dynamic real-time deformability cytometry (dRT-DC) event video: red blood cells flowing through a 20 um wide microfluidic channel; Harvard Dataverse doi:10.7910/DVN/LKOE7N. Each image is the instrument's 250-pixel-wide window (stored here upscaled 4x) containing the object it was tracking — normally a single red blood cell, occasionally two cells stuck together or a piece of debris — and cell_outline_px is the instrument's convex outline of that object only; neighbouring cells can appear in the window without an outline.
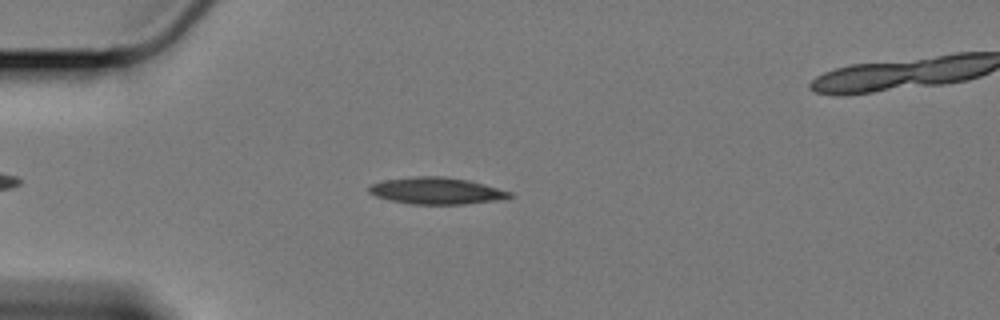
{"species": "Egyptian fruit bat (a non-hibernating species)", "species_latin": "Rousettus aegyptiacus", "temperature_condition": "cold", "stored_images_in_passage": 40, "camera_frame_rate_fps": 3000, "um_per_image_px": 0.085, "animal": {"sex": "female"}, "frame": {"image": 1, "passage_image": 5, "time_ms": 1.333, "image_size_px": [1000, 320], "cell_outline_px": [[516, 196], [492, 200], [464, 204], [412, 204], [392, 200], [376, 196], [368, 192], [368, 188], [372, 184], [384, 180], [416, 176], [440, 176], [468, 180], [484, 184], [512, 192]], "centroid_in_image_um": [37.1, 16.21], "position_along_channel_um": 47.9, "area_um2": 21.62}}
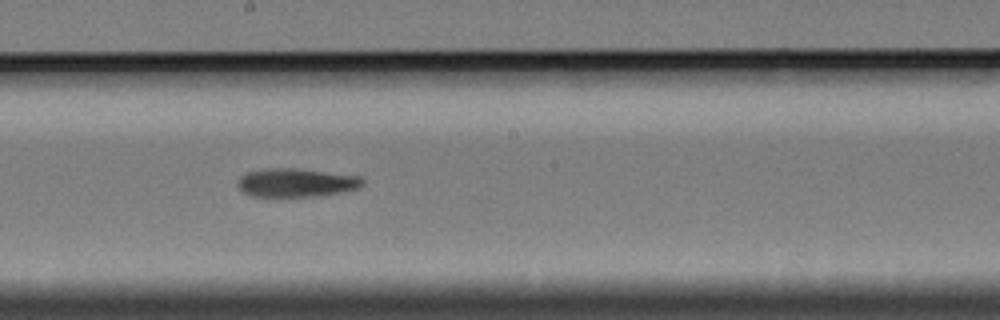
{"frame": {"image": 2, "passage_image": 22, "time_ms": 7.0, "image_size_px": [1000, 320], "cell_outline_px": [[364, 184], [356, 188], [336, 192], [312, 196], [252, 196], [244, 192], [236, 184], [240, 176], [248, 172], [264, 168], [296, 168], [360, 176], [364, 180]], "centroid_in_image_um": [25.13, 15.5], "position_along_channel_um": 223.1, "area_um2": 20.46}}
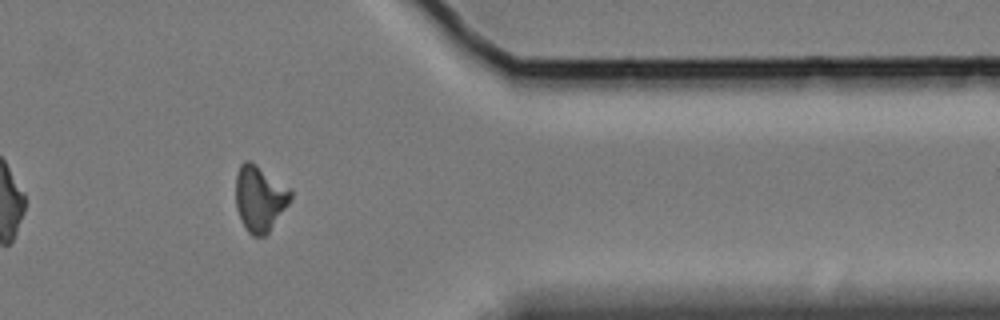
{"frame": {"image": 3, "passage_image": 38, "time_ms": 12.333, "image_size_px": [1000, 320], "cell_outline_px": [[292, 200], [268, 232], [264, 236], [252, 236], [248, 232], [236, 208], [236, 176], [240, 164], [244, 160], [248, 160], [256, 164], [288, 188], [292, 192]], "centroid_in_image_um": [22.07, 16.86], "position_along_channel_um": 389.3, "area_um2": 20.75}, "authors_computed_cell_mechanics": {"area_um2": 21.1259, "velocity_mm_per_s": 3.3862, "shape_relaxation_time_tau1_ms": 10.0561, "shape_relaxation_time_tau2_ms": 6.1368, "deformation_change_tau1": 0.1775, "deformation_change_tau2": 0.1721}}